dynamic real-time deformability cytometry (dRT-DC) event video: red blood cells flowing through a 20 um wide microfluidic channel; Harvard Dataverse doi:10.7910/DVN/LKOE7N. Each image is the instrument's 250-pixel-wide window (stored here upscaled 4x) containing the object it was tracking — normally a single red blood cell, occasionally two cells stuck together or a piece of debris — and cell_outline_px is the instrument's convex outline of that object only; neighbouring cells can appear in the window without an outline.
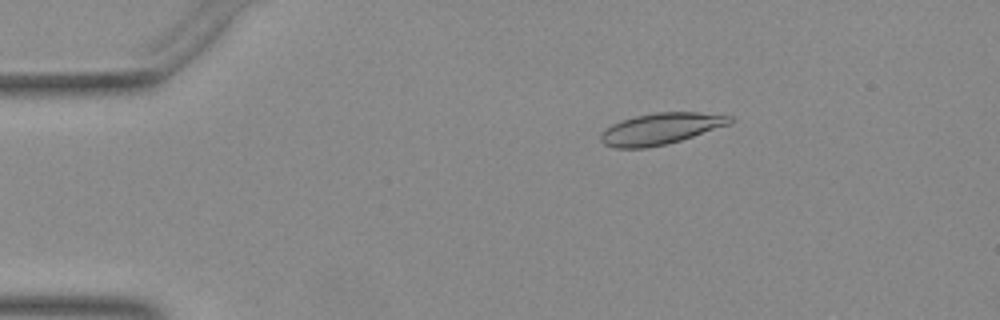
{"species": "Egyptian fruit bat (a non-hibernating species)", "species_latin": "Rousettus aegyptiacus", "temperature_condition": "warm", "stored_images_in_passage": 47, "camera_frame_rate_fps": 3000, "um_per_image_px": 0.085, "animal": {"sex": "female"}, "frame": {"image": 1, "passage_image": 5, "time_ms": 1.333, "image_size_px": [1000, 320], "cell_outline_px": [[736, 120], [732, 124], [680, 140], [664, 144], [644, 148], [616, 148], [604, 144], [600, 140], [600, 132], [604, 128], [620, 120], [636, 116], [656, 112], [696, 112], [732, 116]], "centroid_in_image_um": [56.16, 10.93], "position_along_channel_um": 28.8, "area_um2": 23.7}}
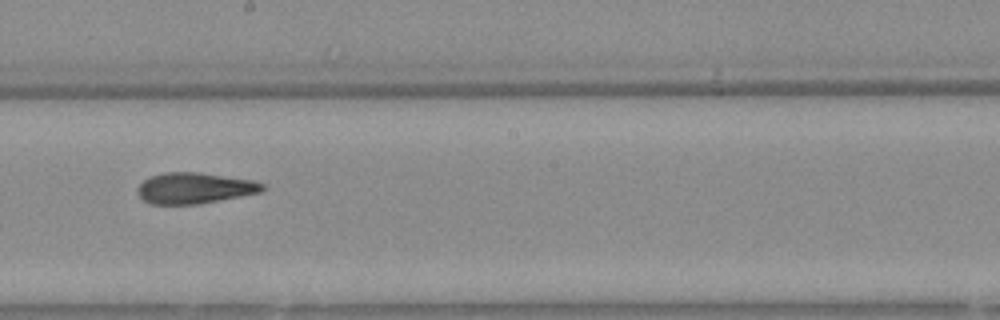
{"frame": {"image": 2, "passage_image": 25, "time_ms": 8.0, "image_size_px": [1000, 320], "cell_outline_px": [[264, 188], [260, 192], [240, 196], [196, 204], [148, 204], [136, 192], [136, 188], [144, 180], [152, 176], [164, 172], [200, 172], [256, 180], [264, 184]], "centroid_in_image_um": [16.52, 15.98], "position_along_channel_um": 231.7, "area_um2": 22.54}}
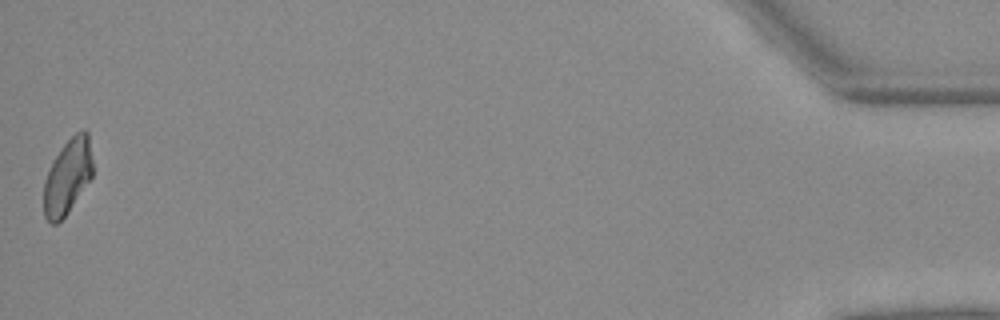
{"frame": {"image": 3, "passage_image": 47, "time_ms": 15.333, "image_size_px": [1000, 320], "cell_outline_px": [[92, 176], [68, 212], [56, 224], [52, 224], [44, 216], [44, 180], [52, 160], [60, 148], [76, 132], [84, 128], [88, 132], [92, 160]], "centroid_in_image_um": [5.73, 14.98], "position_along_channel_um": 429.5, "area_um2": 21.33}}